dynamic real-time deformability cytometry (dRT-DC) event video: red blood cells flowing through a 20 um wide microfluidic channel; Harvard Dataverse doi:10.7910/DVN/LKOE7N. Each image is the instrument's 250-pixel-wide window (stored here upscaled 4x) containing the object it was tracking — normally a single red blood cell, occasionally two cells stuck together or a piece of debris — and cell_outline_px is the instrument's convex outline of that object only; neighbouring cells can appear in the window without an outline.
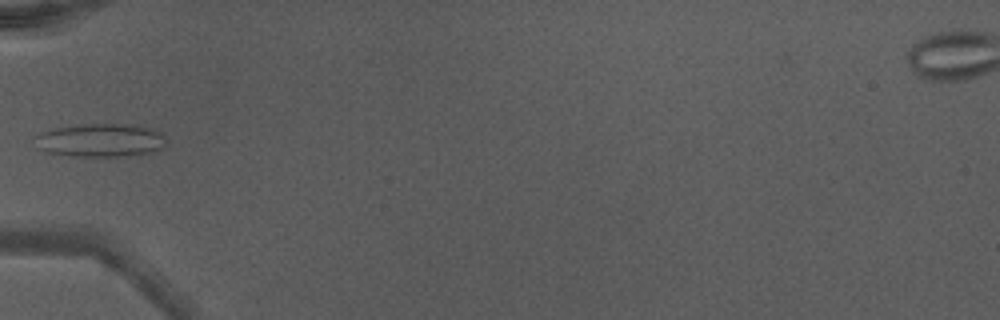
{"species": "Egyptian fruit bat (a non-hibernating species)", "species_latin": "Rousettus aegyptiacus", "temperature_condition": "warm", "stored_images_in_passage": 11, "camera_frame_rate_fps": 3000, "um_per_image_px": 0.085, "animal": {"sex": "male"}, "frame": {"image": 1, "passage_image": 1, "time_ms": 0.0, "image_size_px": [1000, 320], "cell_outline_px": [[168, 140], [164, 148], [148, 152], [116, 156], [72, 156], [44, 152], [36, 148], [36, 132], [56, 128], [84, 124], [132, 124], [152, 128], [160, 132]], "centroid_in_image_um": [8.52, 11.91], "position_along_channel_um": 76.5, "area_um2": 25.66}}